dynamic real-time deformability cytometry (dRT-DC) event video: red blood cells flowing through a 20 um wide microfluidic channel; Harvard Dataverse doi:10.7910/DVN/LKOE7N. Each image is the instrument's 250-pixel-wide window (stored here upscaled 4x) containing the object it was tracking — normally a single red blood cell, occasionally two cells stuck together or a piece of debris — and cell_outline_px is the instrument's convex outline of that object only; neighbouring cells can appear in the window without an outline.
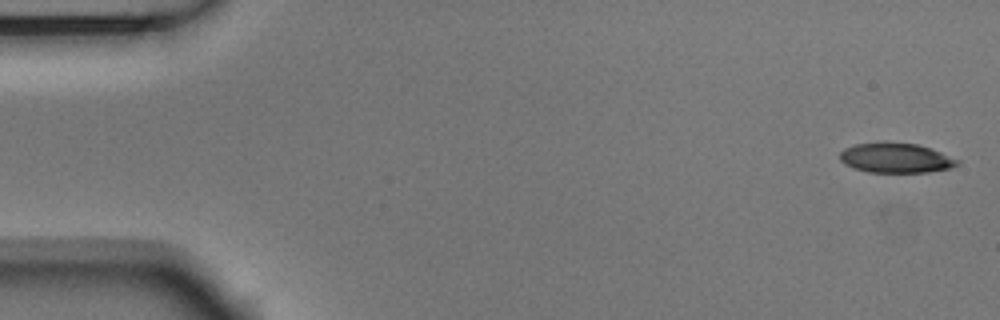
{"species": "Egyptian fruit bat (a non-hibernating species)", "species_latin": "Rousettus aegyptiacus", "temperature_condition": "room temperature", "stored_images_in_passage": 5, "camera_frame_rate_fps": 3000, "um_per_image_px": 0.085, "animal": {"sex": "male"}, "frame": {"image": 1, "passage_image": 1, "time_ms": 0.0, "image_size_px": [1000, 320], "cell_outline_px": [[960, 164], [952, 168], [928, 172], [868, 172], [844, 164], [840, 160], [840, 152], [844, 148], [856, 144], [884, 140], [916, 144], [932, 148], [960, 160]], "centroid_in_image_um": [76.16, 13.4], "position_along_channel_um": 8.8, "area_um2": 20.87}}